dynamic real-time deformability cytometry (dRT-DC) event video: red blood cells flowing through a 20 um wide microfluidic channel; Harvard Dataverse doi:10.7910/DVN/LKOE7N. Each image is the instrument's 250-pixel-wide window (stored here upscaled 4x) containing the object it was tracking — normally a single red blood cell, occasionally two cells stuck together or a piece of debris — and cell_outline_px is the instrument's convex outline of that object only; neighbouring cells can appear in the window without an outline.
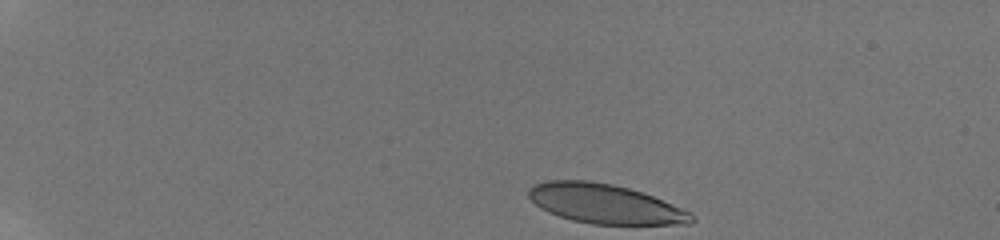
{"species": "human", "species_latin": "Homo sapiens", "temperature_condition": "room temperature", "stored_images_in_passage": 10, "camera_frame_rate_fps": 3000, "um_per_image_px": 0.085, "donor": {"sex": "male"}, "frame": {"image": 1, "passage_image": 1, "time_ms": 0.0, "image_size_px": [1000, 240], "cell_outline_px": [[696, 220], [692, 224], [592, 224], [572, 220], [548, 212], [540, 208], [528, 196], [528, 188], [544, 180], [588, 180], [612, 184], [628, 188], [652, 196], [692, 212], [696, 216]], "centroid_in_image_um": [51.44, 17.33], "position_along_channel_um": 33.6, "area_um2": 37.45}}
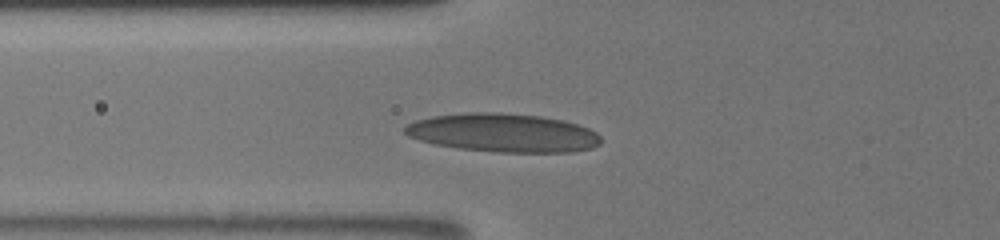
{"frame": {"image": 2, "passage_image": 9, "time_ms": 4.0, "image_size_px": [1000, 240], "cell_outline_px": [[600, 144], [592, 148], [572, 152], [496, 152], [460, 148], [436, 144], [420, 140], [408, 136], [404, 132], [404, 128], [408, 124], [416, 120], [432, 116], [472, 112], [500, 112], [540, 116], [564, 120], [588, 128], [596, 132], [600, 136]], "centroid_in_image_um": [42.78, 11.28], "position_along_channel_um": 83.0, "area_um2": 43.93}}